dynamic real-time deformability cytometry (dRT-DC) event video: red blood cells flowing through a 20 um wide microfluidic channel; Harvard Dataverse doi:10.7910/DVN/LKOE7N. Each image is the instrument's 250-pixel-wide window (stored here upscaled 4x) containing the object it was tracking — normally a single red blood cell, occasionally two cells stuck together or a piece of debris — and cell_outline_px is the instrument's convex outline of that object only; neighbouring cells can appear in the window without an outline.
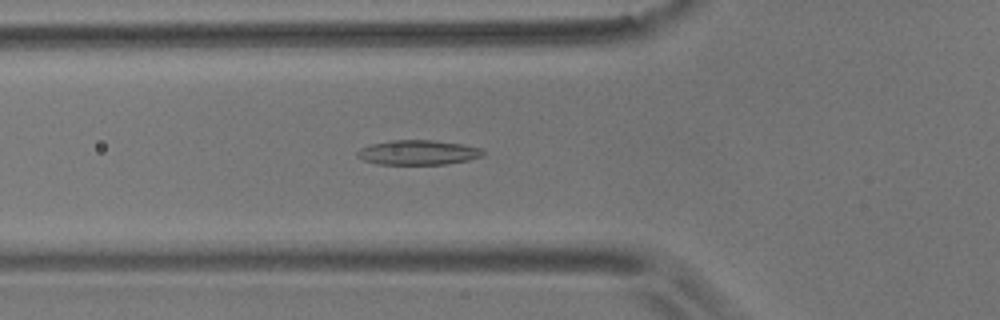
{"species": "common noctule bat (a hibernating species)", "species_latin": "Nyctalus noctula", "temperature_condition": "room temperature", "stored_images_in_passage": 56, "camera_frame_rate_fps": 3000, "um_per_image_px": 0.085, "animal": {"sex": "male", "body_mass_g": 17.9}, "frame": {"image": 1, "passage_image": 19, "time_ms": 6.0, "image_size_px": [1000, 320], "cell_outline_px": [[484, 156], [468, 160], [448, 164], [376, 164], [364, 160], [356, 156], [356, 152], [360, 148], [372, 144], [392, 140], [432, 140], [464, 144], [480, 148], [484, 152]], "centroid_in_image_um": [35.54, 12.96], "position_along_channel_um": 90.3, "area_um2": 18.15}}
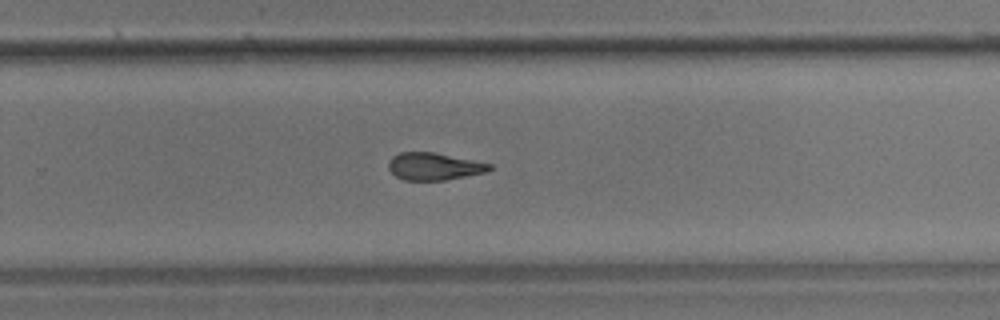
{"frame": {"image": 2, "passage_image": 36, "time_ms": 11.667, "image_size_px": [1000, 320], "cell_outline_px": [[492, 168], [484, 172], [444, 180], [404, 180], [396, 176], [388, 168], [388, 160], [392, 156], [400, 152], [432, 152], [492, 164]], "centroid_in_image_um": [36.83, 14.14], "position_along_channel_um": 293.0, "area_um2": 15.84}}
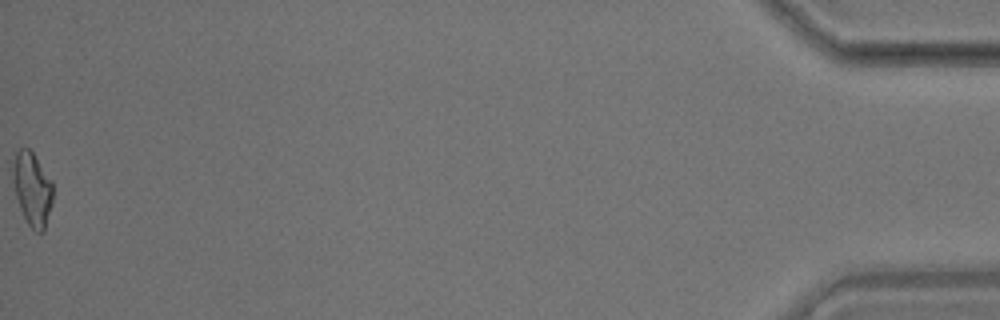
{"frame": {"image": 3, "passage_image": 56, "time_ms": 18.333, "image_size_px": [1000, 320], "cell_outline_px": [[52, 204], [44, 232], [36, 232], [28, 224], [20, 208], [16, 196], [12, 180], [12, 172], [16, 152], [20, 148], [28, 148], [32, 152], [52, 180]], "centroid_in_image_um": [2.75, 16.07], "position_along_channel_um": 432.5, "area_um2": 17.05}, "authors_computed_cell_mechanics": {"area_um2": 17.2533, "velocity_mm_per_s": 3.5682, "shape_relaxation_time_tau1_ms": 9.3988, "shape_relaxation_time_tau2_ms": 3.6646, "deformation_change_tau1": 0.2073, "deformation_change_tau2": 0.1267}}